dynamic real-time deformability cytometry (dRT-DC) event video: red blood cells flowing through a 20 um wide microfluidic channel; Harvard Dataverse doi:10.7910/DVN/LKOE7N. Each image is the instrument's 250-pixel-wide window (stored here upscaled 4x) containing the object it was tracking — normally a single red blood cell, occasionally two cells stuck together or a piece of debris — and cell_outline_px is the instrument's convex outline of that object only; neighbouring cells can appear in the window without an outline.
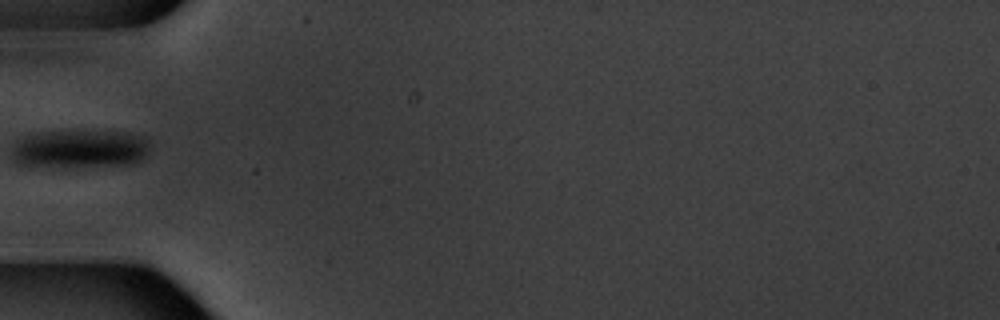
{"species": "common noctule bat (a hibernating species)", "species_latin": "Nyctalus noctula", "temperature_condition": "warm", "stored_images_in_passage": 1, "camera_frame_rate_fps": 3000, "um_per_image_px": 0.085, "animal": {"sex": "male", "body_mass_g": 20.1, "forearm_length_mm": 53.5}, "frame": {"image": 1, "passage_image": 1, "time_ms": 0.0, "image_size_px": [1000, 320], "cell_outline_px": [[148, 156], [132, 164], [20, 164], [12, 160], [12, 148], [24, 136], [44, 132], [124, 132], [148, 136]], "centroid_in_image_um": [6.88, 12.61], "position_along_channel_um": 78.1, "area_um2": 29.36}}